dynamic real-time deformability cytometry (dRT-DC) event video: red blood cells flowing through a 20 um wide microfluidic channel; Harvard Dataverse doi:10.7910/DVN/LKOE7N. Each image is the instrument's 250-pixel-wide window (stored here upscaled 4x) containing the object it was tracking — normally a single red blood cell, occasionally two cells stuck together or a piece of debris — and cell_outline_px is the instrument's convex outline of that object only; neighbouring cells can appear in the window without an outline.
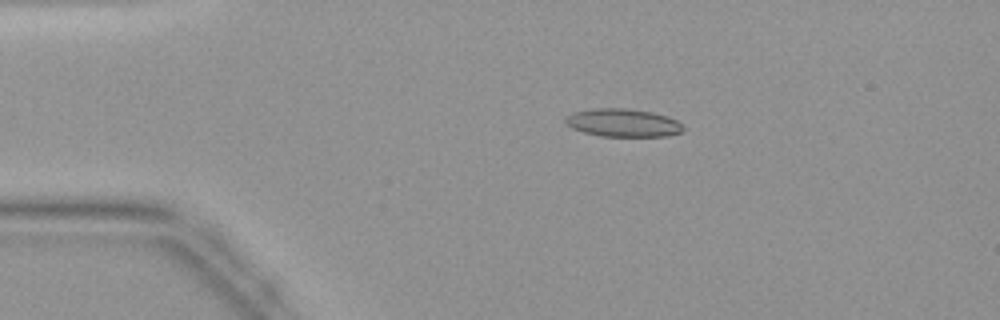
{"species": "common noctule bat (a hibernating species)", "species_latin": "Nyctalus noctula", "temperature_condition": "warm", "stored_images_in_passage": 44, "camera_frame_rate_fps": 3000, "um_per_image_px": 0.085, "animal": {"sex": "female", "body_mass_g": 19.9}, "frame": {"image": 1, "passage_image": 9, "time_ms": 2.667, "image_size_px": [1000, 320], "cell_outline_px": [[684, 128], [680, 132], [668, 136], [600, 136], [584, 132], [572, 128], [564, 120], [568, 116], [576, 112], [592, 108], [624, 108], [652, 112], [668, 116], [676, 120]], "centroid_in_image_um": [52.97, 10.43], "position_along_channel_um": 32.0, "area_um2": 19.02}}
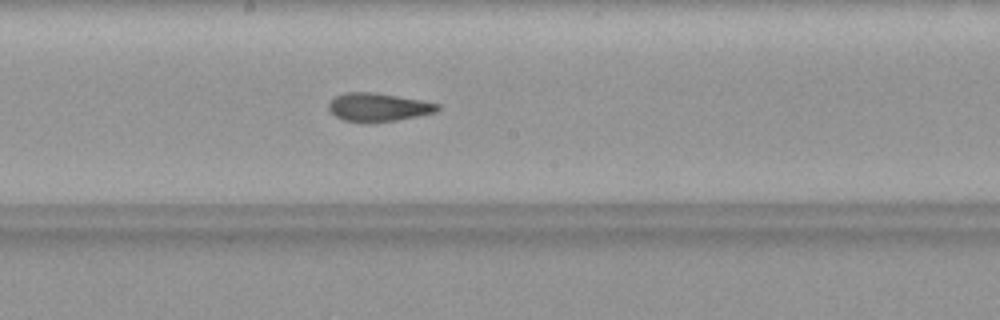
{"frame": {"image": 2, "passage_image": 24, "time_ms": 7.667, "image_size_px": [1000, 320], "cell_outline_px": [[440, 108], [436, 112], [396, 120], [344, 120], [336, 116], [328, 108], [328, 104], [336, 96], [344, 92], [376, 92], [420, 100], [440, 104]], "centroid_in_image_um": [32.17, 9.07], "position_along_channel_um": 216.0, "area_um2": 17.34}}
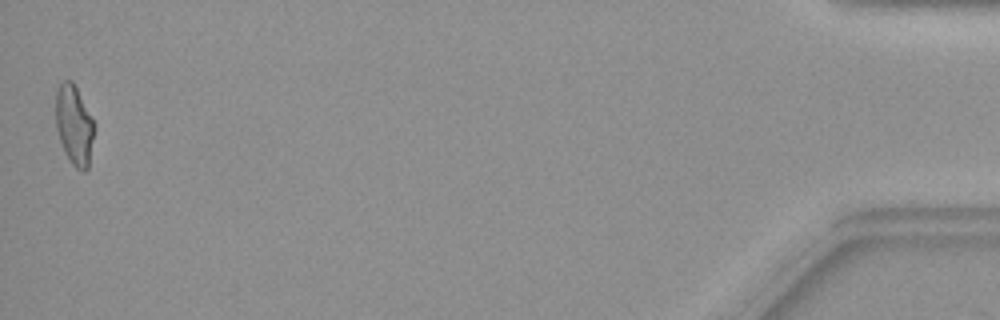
{"frame": {"image": 3, "passage_image": 44, "time_ms": 14.333, "image_size_px": [1000, 320], "cell_outline_px": [[96, 124], [88, 168], [84, 172], [76, 168], [72, 164], [64, 152], [56, 128], [56, 92], [60, 80], [72, 80]], "centroid_in_image_um": [6.31, 10.62], "position_along_channel_um": 428.9, "area_um2": 18.09}}